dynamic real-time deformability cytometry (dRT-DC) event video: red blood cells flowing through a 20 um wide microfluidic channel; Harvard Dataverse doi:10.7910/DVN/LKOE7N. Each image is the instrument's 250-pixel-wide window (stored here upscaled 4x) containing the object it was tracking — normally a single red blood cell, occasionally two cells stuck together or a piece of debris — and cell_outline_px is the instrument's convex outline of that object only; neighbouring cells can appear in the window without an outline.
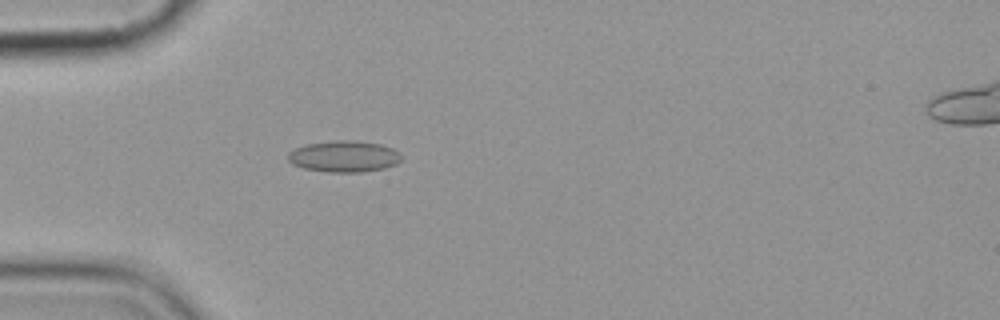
{"species": "common noctule bat (a hibernating species)", "species_latin": "Nyctalus noctula", "temperature_condition": "cold", "stored_images_in_passage": 5, "camera_frame_rate_fps": 3000, "um_per_image_px": 0.085, "animal": {"sex": "female", "body_mass_g": 19.9}, "frame": {"image": 1, "passage_image": 5, "time_ms": 4.667, "image_size_px": [1000, 320], "cell_outline_px": [[400, 160], [396, 164], [384, 168], [360, 172], [328, 172], [304, 168], [292, 164], [288, 160], [288, 152], [296, 148], [308, 144], [332, 140], [356, 140], [380, 144], [392, 148], [400, 152]], "centroid_in_image_um": [29.24, 13.29], "position_along_channel_um": 55.8, "area_um2": 20.69}}